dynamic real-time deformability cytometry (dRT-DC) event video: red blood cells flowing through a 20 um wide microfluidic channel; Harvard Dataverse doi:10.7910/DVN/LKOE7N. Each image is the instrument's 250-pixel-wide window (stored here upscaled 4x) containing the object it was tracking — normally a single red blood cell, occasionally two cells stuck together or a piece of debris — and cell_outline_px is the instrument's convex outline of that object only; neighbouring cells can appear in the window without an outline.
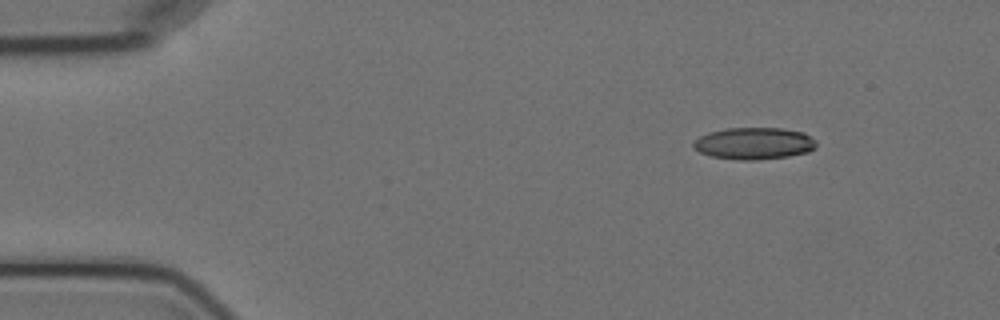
{"species": "Egyptian fruit bat (a non-hibernating species)", "species_latin": "Rousettus aegyptiacus", "temperature_condition": "cold", "stored_images_in_passage": 3, "camera_frame_rate_fps": 3000, "um_per_image_px": 0.085, "animal": {"sex": "female"}, "frame": {"image": 1, "passage_image": 3, "time_ms": 2.333, "image_size_px": [1000, 320], "cell_outline_px": [[816, 148], [808, 152], [788, 156], [756, 160], [736, 160], [712, 156], [700, 152], [692, 148], [692, 144], [700, 136], [708, 132], [724, 128], [780, 128], [804, 132], [816, 140]], "centroid_in_image_um": [64.09, 12.19], "position_along_channel_um": 20.9, "area_um2": 23.0}}